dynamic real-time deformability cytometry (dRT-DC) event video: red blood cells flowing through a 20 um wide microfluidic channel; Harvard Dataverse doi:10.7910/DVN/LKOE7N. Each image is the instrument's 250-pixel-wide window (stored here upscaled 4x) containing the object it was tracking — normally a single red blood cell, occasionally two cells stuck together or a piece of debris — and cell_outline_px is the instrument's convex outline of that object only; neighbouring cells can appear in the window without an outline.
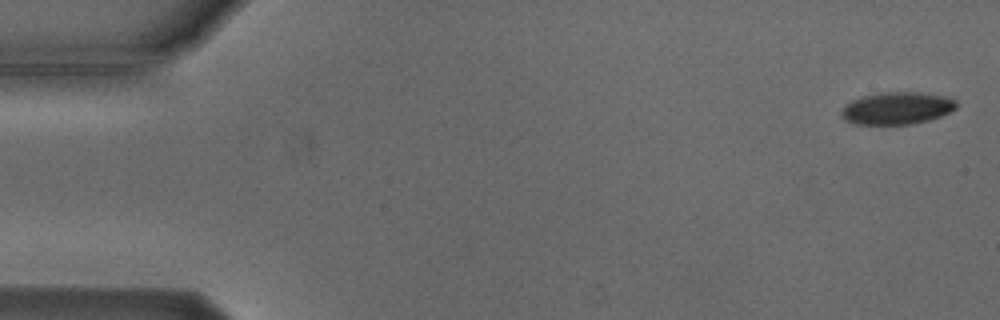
{"species": "Egyptian fruit bat (a non-hibernating species)", "species_latin": "Rousettus aegyptiacus", "temperature_condition": "cold", "stored_images_in_passage": 5, "camera_frame_rate_fps": 3000, "um_per_image_px": 0.085, "animal": {"sex": "male"}, "frame": {"image": 1, "passage_image": 1, "time_ms": 0.0, "image_size_px": [1000, 320], "cell_outline_px": [[956, 108], [940, 116], [928, 120], [912, 124], [852, 124], [844, 120], [840, 116], [840, 112], [852, 100], [864, 96], [884, 92], [916, 92], [944, 96], [956, 100]], "centroid_in_image_um": [76.22, 9.21], "position_along_channel_um": 8.8, "area_um2": 21.44}}
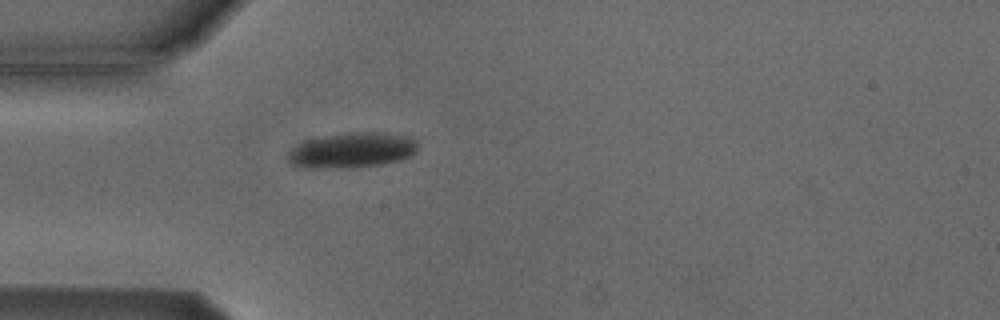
{"frame": {"image": 2, "passage_image": 5, "time_ms": 4.667, "image_size_px": [1000, 320], "cell_outline_px": [[416, 152], [400, 160], [380, 164], [352, 168], [308, 168], [292, 164], [288, 160], [288, 152], [304, 140], [324, 136], [348, 132], [376, 132], [404, 136], [416, 140]], "centroid_in_image_um": [29.88, 12.78], "position_along_channel_um": 55.1, "area_um2": 26.47}}